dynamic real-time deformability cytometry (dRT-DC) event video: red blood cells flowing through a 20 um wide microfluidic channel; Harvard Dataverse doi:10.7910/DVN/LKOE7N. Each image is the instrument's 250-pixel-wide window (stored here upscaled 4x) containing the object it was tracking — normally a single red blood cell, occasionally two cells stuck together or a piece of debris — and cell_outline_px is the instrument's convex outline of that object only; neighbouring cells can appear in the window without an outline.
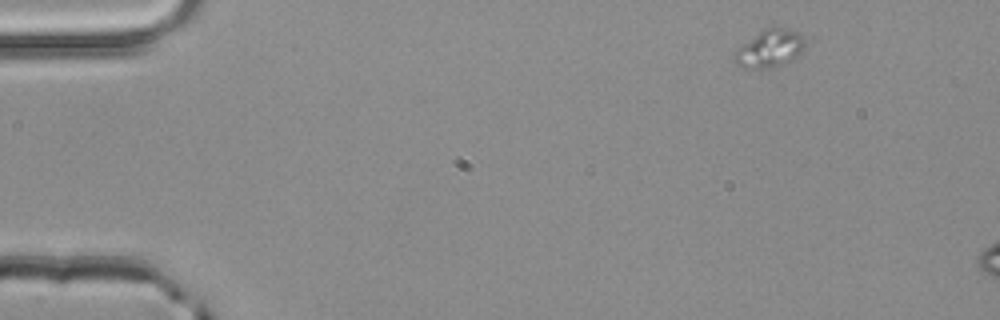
{"species": "common noctule bat (a hibernating species)", "species_latin": "Nyctalus noctula", "temperature_condition": "room temperature", "stored_images_in_passage": 2, "segment_of_instrument_passage": [1, 2], "camera_frame_rate_fps": 3000, "um_per_image_px": 0.085, "animal": {"sex": "male", "body_mass_g": 20.4}, "frame": {"image": 1, "passage_image": 1, "time_ms": 0.0, "image_size_px": [1000, 320], "cell_outline_px": [[804, 48], [792, 60], [784, 64], [772, 68], [744, 68], [736, 64], [736, 48], [764, 28], [788, 28], [800, 32], [804, 40]], "centroid_in_image_um": [65.44, 4.12], "position_along_channel_um": 19.6, "area_um2": 15.37}}